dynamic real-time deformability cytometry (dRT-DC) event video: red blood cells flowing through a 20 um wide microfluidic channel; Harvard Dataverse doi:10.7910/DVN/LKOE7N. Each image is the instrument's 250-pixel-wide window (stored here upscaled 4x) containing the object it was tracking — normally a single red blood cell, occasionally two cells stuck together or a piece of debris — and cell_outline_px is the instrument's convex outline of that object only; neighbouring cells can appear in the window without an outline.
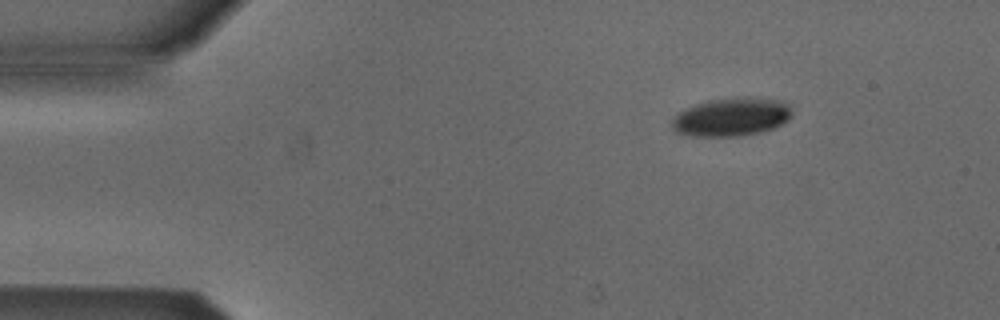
{"species": "Egyptian fruit bat (a non-hibernating species)", "species_latin": "Rousettus aegyptiacus", "temperature_condition": "cold", "stored_images_in_passage": 3, "camera_frame_rate_fps": 3000, "um_per_image_px": 0.085, "animal": {"sex": "male"}, "frame": {"image": 1, "passage_image": 1, "time_ms": 0.0, "image_size_px": [1000, 320], "cell_outline_px": [[792, 116], [788, 120], [772, 128], [760, 132], [736, 136], [688, 136], [676, 132], [672, 128], [672, 120], [680, 112], [696, 104], [708, 100], [736, 96], [748, 96], [780, 100], [792, 104]], "centroid_in_image_um": [62.22, 9.92], "position_along_channel_um": 22.8, "area_um2": 27.11}}
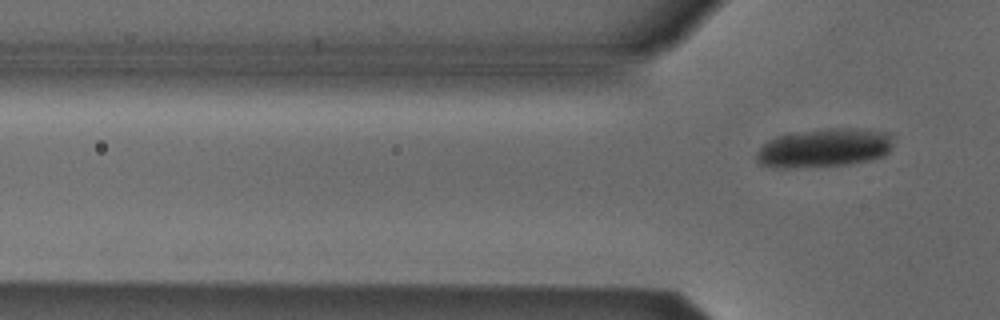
{"frame": {"image": 2, "passage_image": 3, "time_ms": 0.667, "image_size_px": [1000, 320], "cell_outline_px": [[892, 144], [888, 152], [884, 156], [852, 164], [796, 168], [780, 168], [760, 164], [756, 160], [756, 152], [768, 140], [780, 136], [796, 132], [824, 128], [860, 128], [888, 132], [892, 136]], "centroid_in_image_um": [70.07, 12.57], "position_along_channel_um": 55.7, "area_um2": 31.1}}